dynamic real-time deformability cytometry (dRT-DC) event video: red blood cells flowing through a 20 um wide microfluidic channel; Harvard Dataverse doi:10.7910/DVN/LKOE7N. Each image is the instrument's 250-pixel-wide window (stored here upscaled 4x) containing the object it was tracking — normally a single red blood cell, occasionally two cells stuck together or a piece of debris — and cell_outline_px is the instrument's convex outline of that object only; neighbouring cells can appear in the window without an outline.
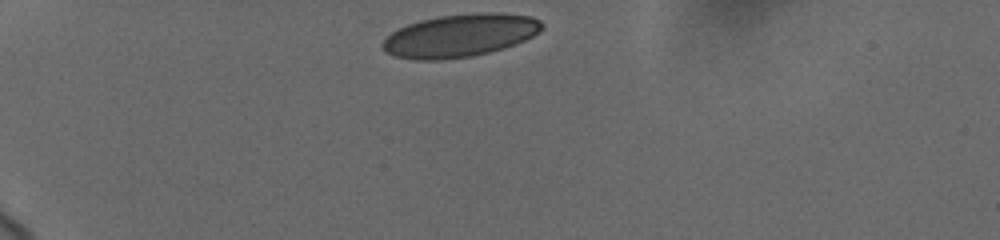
{"species": "human", "species_latin": "Homo sapiens", "temperature_condition": "cold", "stored_images_in_passage": 20, "camera_frame_rate_fps": 3000, "um_per_image_px": 0.085, "donor": {"sex": "female"}, "frame": {"image": 1, "passage_image": 1, "time_ms": 0.0, "image_size_px": [1000, 240], "cell_outline_px": [[544, 28], [540, 32], [516, 44], [504, 48], [472, 56], [440, 60], [412, 60], [396, 56], [384, 52], [380, 48], [380, 44], [392, 32], [408, 24], [420, 20], [440, 16], [476, 12], [492, 12], [532, 16], [540, 20], [544, 24]], "centroid_in_image_um": [39.1, 3.02], "position_along_channel_um": 45.9, "area_um2": 40.06}}
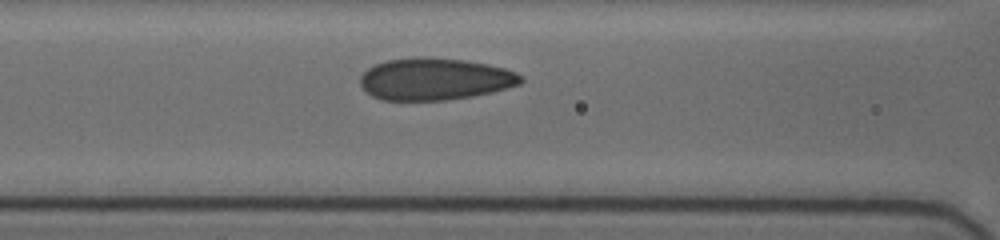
{"frame": {"image": 2, "passage_image": 9, "time_ms": 3.667, "image_size_px": [1000, 240], "cell_outline_px": [[524, 80], [520, 84], [492, 92], [472, 96], [448, 100], [380, 100], [372, 96], [360, 84], [360, 76], [368, 68], [376, 64], [388, 60], [412, 56], [432, 56], [464, 60], [488, 64], [504, 68], [516, 72], [524, 76]], "centroid_in_image_um": [36.97, 6.7], "position_along_channel_um": 129.6, "area_um2": 39.71}}
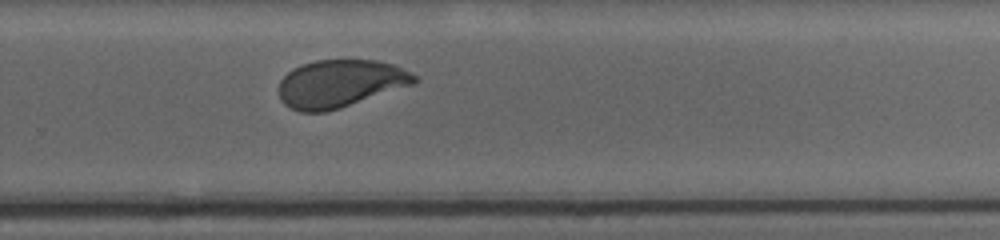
{"frame": {"image": 3, "passage_image": 20, "time_ms": 8.333, "image_size_px": [1000, 240], "cell_outline_px": [[420, 80], [412, 84], [340, 108], [324, 112], [300, 112], [284, 104], [280, 96], [280, 80], [292, 68], [300, 64], [316, 60], [380, 60], [396, 64], [416, 76]], "centroid_in_image_um": [28.91, 7.08], "position_along_channel_um": 300.9, "area_um2": 37.51}}